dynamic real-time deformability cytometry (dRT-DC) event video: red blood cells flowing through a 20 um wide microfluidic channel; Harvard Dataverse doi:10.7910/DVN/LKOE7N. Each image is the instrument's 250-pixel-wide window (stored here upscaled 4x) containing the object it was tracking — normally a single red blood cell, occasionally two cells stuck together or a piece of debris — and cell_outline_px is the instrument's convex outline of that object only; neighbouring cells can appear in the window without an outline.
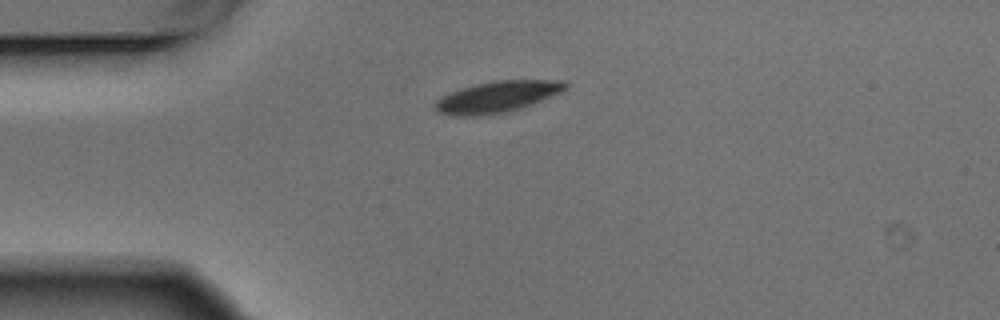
{"species": "Egyptian fruit bat (a non-hibernating species)", "species_latin": "Rousettus aegyptiacus", "temperature_condition": "warm", "stored_images_in_passage": 3, "camera_frame_rate_fps": 3000, "um_per_image_px": 0.085, "animal": {"sex": "male"}, "frame": {"image": 1, "passage_image": 1, "time_ms": 0.0, "image_size_px": [1000, 320], "cell_outline_px": [[568, 84], [560, 92], [540, 100], [504, 112], [480, 116], [452, 116], [436, 112], [432, 104], [440, 96], [460, 88], [492, 80], [564, 80]], "centroid_in_image_um": [42.14, 8.22], "position_along_channel_um": 42.9, "area_um2": 23.58}}
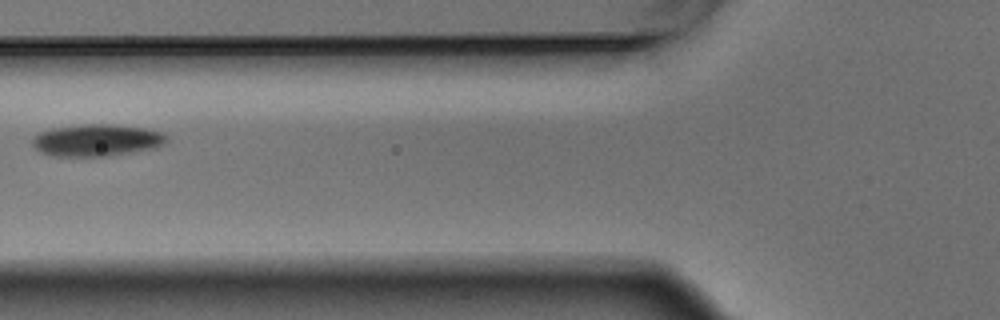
{"frame": {"image": 2, "passage_image": 3, "time_ms": 0.667, "image_size_px": [1000, 320], "cell_outline_px": [[168, 140], [164, 144], [156, 148], [108, 156], [52, 156], [40, 152], [32, 144], [32, 140], [40, 132], [52, 128], [80, 124], [112, 124], [144, 128], [164, 132], [168, 136]], "centroid_in_image_um": [8.26, 11.91], "position_along_channel_um": 117.5, "area_um2": 25.2}}